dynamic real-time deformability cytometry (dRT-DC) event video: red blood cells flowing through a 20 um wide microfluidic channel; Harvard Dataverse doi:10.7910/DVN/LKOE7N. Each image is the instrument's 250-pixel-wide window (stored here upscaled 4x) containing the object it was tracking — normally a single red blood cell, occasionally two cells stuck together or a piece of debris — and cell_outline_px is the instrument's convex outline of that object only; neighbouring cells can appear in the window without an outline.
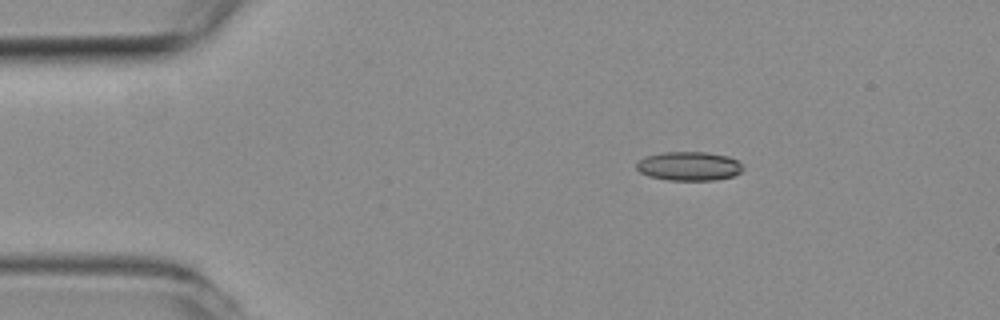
{"species": "common noctule bat (a hibernating species)", "species_latin": "Nyctalus noctula", "temperature_condition": "room temperature", "stored_images_in_passage": 8, "camera_frame_rate_fps": 3000, "um_per_image_px": 0.085, "animal": {"sex": "female", "body_mass_g": 19.3, "forearm_length_mm": 54.1}, "frame": {"image": 1, "passage_image": 1, "time_ms": 0.0, "image_size_px": [1000, 320], "cell_outline_px": [[744, 168], [740, 172], [732, 176], [716, 180], [668, 180], [648, 176], [640, 172], [636, 168], [636, 164], [644, 156], [664, 152], [708, 152], [728, 156], [736, 160]], "centroid_in_image_um": [58.54, 14.12], "position_along_channel_um": 26.5, "area_um2": 17.98}}